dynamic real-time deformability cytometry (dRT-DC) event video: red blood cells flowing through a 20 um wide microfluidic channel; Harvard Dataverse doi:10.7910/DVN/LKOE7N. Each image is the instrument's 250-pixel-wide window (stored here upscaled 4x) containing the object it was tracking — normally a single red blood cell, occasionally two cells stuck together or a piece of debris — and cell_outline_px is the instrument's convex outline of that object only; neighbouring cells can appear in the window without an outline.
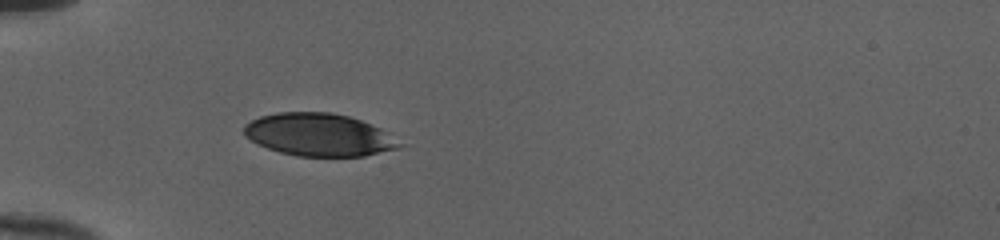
{"species": "human", "species_latin": "Homo sapiens", "temperature_condition": "cold", "stored_images_in_passage": 33, "camera_frame_rate_fps": 3000, "um_per_image_px": 0.085, "donor": {"sex": "female"}, "frame": {"image": 1, "passage_image": 1, "time_ms": 0.0, "image_size_px": [1000, 240], "cell_outline_px": [[408, 144], [400, 148], [364, 156], [296, 156], [280, 152], [268, 148], [244, 136], [244, 124], [260, 116], [276, 112], [332, 112], [348, 116], [360, 120], [380, 128]], "centroid_in_image_um": [27.16, 11.45], "position_along_channel_um": 57.8, "area_um2": 38.84}}
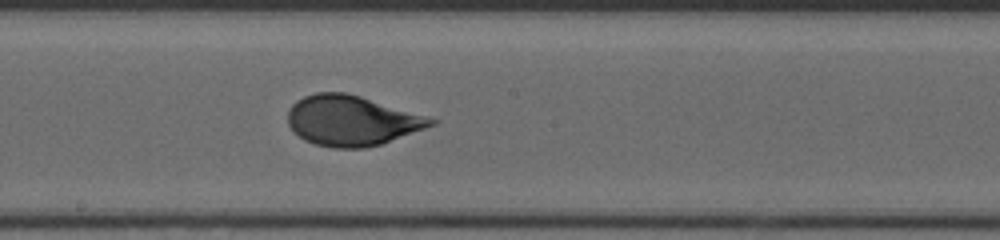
{"frame": {"image": 2, "passage_image": 14, "time_ms": 4.333, "image_size_px": [1000, 240], "cell_outline_px": [[440, 120], [436, 124], [380, 144], [364, 148], [332, 148], [316, 144], [304, 140], [288, 124], [288, 108], [296, 100], [304, 96], [316, 92], [344, 92], [360, 96]], "centroid_in_image_um": [29.88, 10.24], "position_along_channel_um": 218.3, "area_um2": 41.56}}
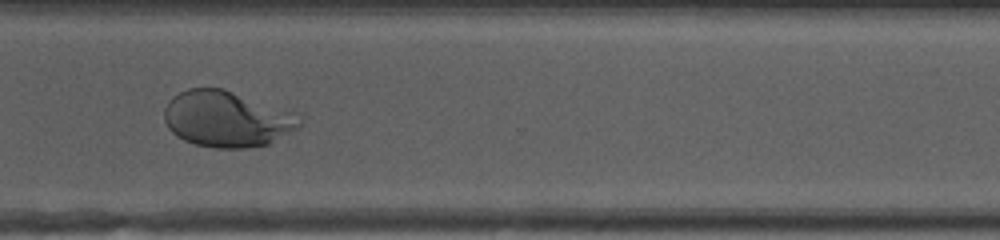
{"frame": {"image": 3, "passage_image": 24, "time_ms": 7.667, "image_size_px": [1000, 240], "cell_outline_px": [[300, 128], [268, 144], [248, 148], [216, 148], [196, 144], [184, 140], [176, 136], [168, 128], [164, 120], [164, 108], [168, 100], [172, 96], [188, 88], [220, 88], [296, 112], [300, 124]], "centroid_in_image_um": [19.26, 10.12], "position_along_channel_um": 351.3, "area_um2": 44.22}, "authors_computed_cell_mechanics": {"area_um2": 41.5582, "velocity_mm_per_s": 3.9973, "shape_relaxation_time_tau1_ms": 3.3037, "shape_relaxation_time_tau2_ms": null, "deformation_change_tau1": 0.1685, "deformation_change_tau2": null}}